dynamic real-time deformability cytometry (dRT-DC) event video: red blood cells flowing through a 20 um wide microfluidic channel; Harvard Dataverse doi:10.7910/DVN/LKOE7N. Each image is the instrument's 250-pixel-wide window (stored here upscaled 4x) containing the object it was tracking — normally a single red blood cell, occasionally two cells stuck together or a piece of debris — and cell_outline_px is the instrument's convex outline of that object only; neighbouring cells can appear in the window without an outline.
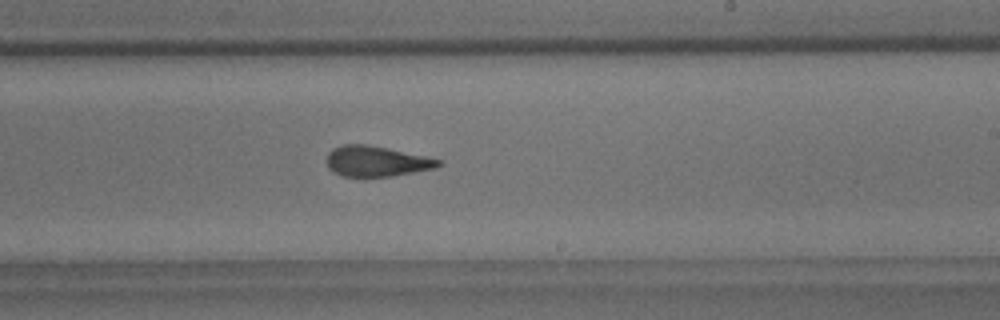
{"species": "common noctule bat (a hibernating species)", "species_latin": "Nyctalus noctula", "temperature_condition": "room temperature", "stored_images_in_passage": 44, "camera_frame_rate_fps": 3000, "um_per_image_px": 0.085, "animal": {"sex": "male", "body_mass_g": 18.8}, "frame": {"image": 1, "passage_image": 32, "time_ms": 10.333, "image_size_px": [1000, 320], "cell_outline_px": [[444, 164], [436, 168], [392, 176], [340, 176], [332, 172], [328, 168], [328, 152], [332, 148], [340, 144], [368, 144], [388, 148], [444, 160]], "centroid_in_image_um": [32.01, 13.7], "position_along_channel_um": 257.0, "area_um2": 20.06}}